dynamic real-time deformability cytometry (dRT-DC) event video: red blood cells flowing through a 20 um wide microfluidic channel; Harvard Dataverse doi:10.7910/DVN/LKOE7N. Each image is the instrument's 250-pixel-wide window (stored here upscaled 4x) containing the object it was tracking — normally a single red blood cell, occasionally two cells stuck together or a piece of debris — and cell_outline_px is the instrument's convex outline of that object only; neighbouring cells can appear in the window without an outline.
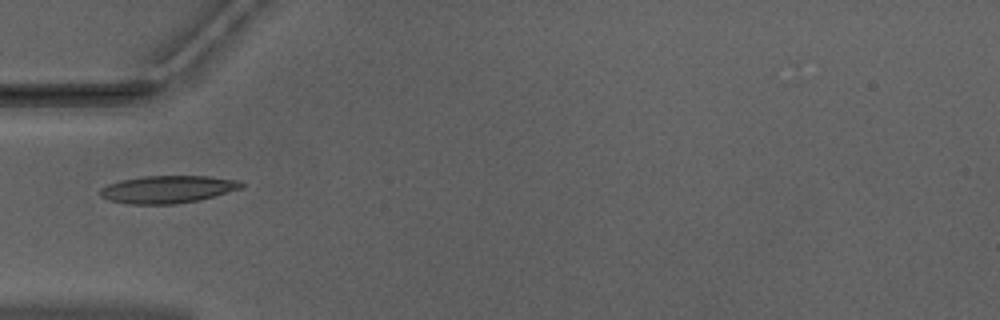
{"species": "Egyptian fruit bat (a non-hibernating species)", "species_latin": "Rousettus aegyptiacus", "temperature_condition": "warm", "stored_images_in_passage": 36, "camera_frame_rate_fps": 3000, "um_per_image_px": 0.085, "animal": {"sex": "male"}, "frame": {"image": 1, "passage_image": 1, "time_ms": 0.0, "image_size_px": [1000, 320], "cell_outline_px": [[244, 188], [200, 200], [176, 204], [128, 204], [108, 200], [100, 196], [100, 188], [108, 184], [120, 180], [140, 176], [208, 176], [240, 180], [244, 184]], "centroid_in_image_um": [14.27, 16.09], "position_along_channel_um": 70.7, "area_um2": 22.95}}
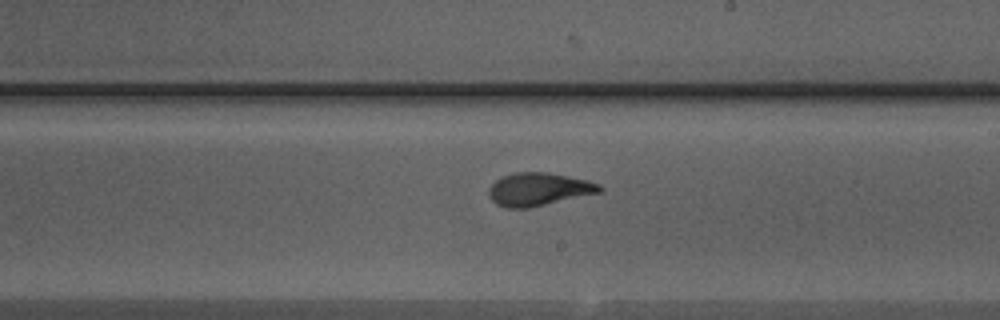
{"frame": {"image": 2, "passage_image": 14, "time_ms": 4.333, "image_size_px": [1000, 320], "cell_outline_px": [[604, 188], [600, 192], [528, 208], [504, 208], [496, 204], [488, 196], [488, 188], [500, 176], [516, 172], [548, 172], [588, 180], [600, 184]], "centroid_in_image_um": [45.75, 16.08], "position_along_channel_um": 243.2, "area_um2": 21.39}}
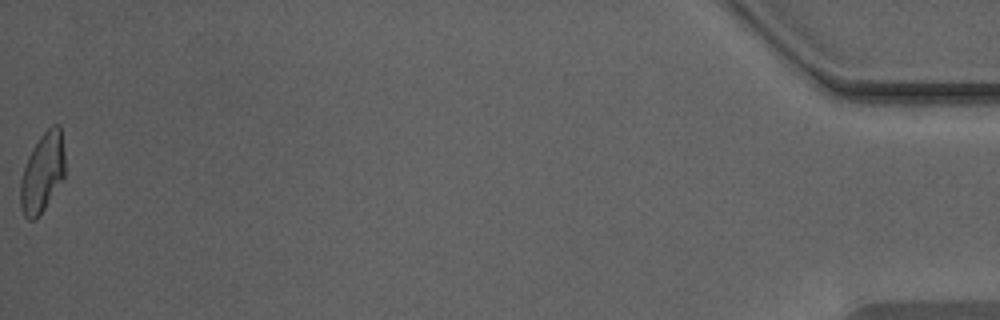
{"frame": {"image": 3, "passage_image": 36, "time_ms": 11.667, "image_size_px": [1000, 320], "cell_outline_px": [[64, 176], [44, 208], [36, 220], [28, 220], [24, 216], [20, 208], [20, 180], [28, 156], [40, 136], [52, 124], [60, 124], [64, 152]], "centroid_in_image_um": [3.59, 14.67], "position_along_channel_um": 431.6, "area_um2": 20.46}, "authors_computed_cell_mechanics": {"area_um2": 20.8369, "velocity_mm_per_s": 3.9693, "shape_relaxation_time_tau1_ms": 3.7194, "shape_relaxation_time_tau2_ms": 1.0782, "deformation_change_tau1": 0.1597, "deformation_change_tau2": 0.0615}}